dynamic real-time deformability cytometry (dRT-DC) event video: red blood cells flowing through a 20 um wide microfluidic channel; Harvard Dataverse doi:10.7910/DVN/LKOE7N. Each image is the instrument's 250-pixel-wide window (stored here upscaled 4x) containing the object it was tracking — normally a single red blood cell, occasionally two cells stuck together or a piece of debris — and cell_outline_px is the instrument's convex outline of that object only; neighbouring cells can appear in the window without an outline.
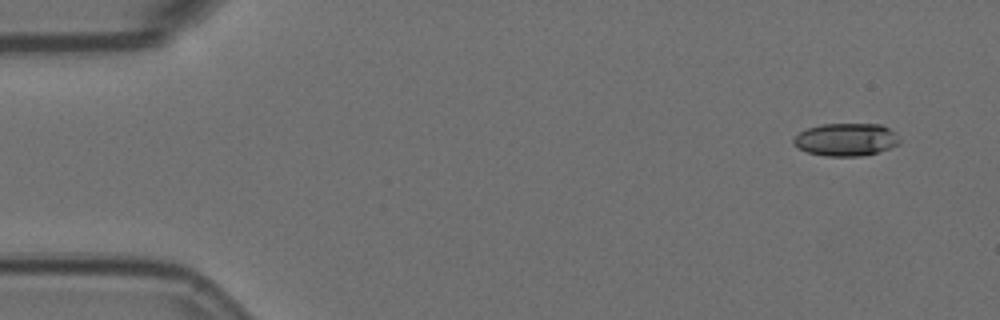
{"species": "Egyptian fruit bat (a non-hibernating species)", "species_latin": "Rousettus aegyptiacus", "temperature_condition": "room temperature", "stored_images_in_passage": 9, "camera_frame_rate_fps": 3000, "um_per_image_px": 0.085, "animal": {"sex": "female"}, "frame": {"image": 1, "passage_image": 1, "time_ms": 0.0, "image_size_px": [1000, 320], "cell_outline_px": [[900, 144], [876, 152], [860, 156], [824, 156], [808, 152], [796, 148], [792, 144], [792, 140], [800, 132], [808, 128], [820, 124], [880, 124], [896, 132], [900, 140]], "centroid_in_image_um": [71.89, 11.86], "position_along_channel_um": 13.1, "area_um2": 20.29}}
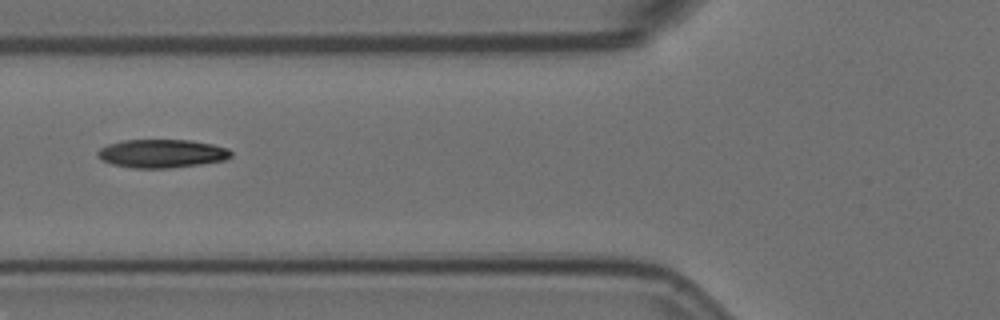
{"frame": {"image": 2, "passage_image": 6, "time_ms": 1.667, "image_size_px": [1000, 320], "cell_outline_px": [[232, 156], [224, 160], [200, 164], [172, 168], [132, 168], [112, 164], [96, 156], [96, 152], [100, 148], [108, 144], [124, 140], [192, 140], [212, 144], [228, 148], [232, 152]], "centroid_in_image_um": [13.76, 13.05], "position_along_channel_um": 112.0, "area_um2": 22.14}}
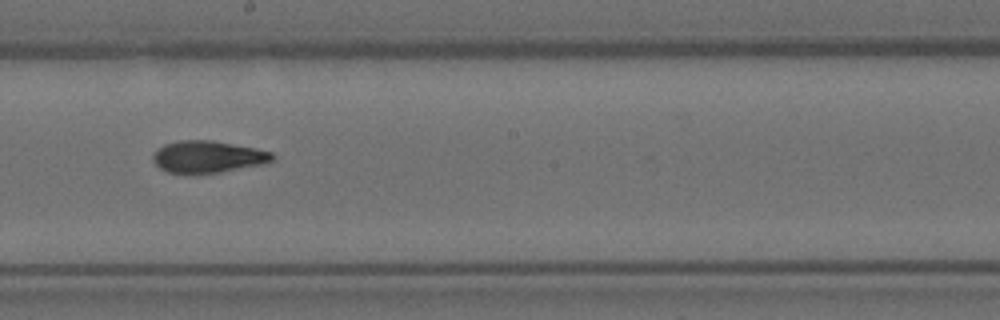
{"frame": {"image": 3, "passage_image": 9, "time_ms": 2.667, "image_size_px": [1000, 320], "cell_outline_px": [[276, 156], [272, 160], [264, 164], [220, 172], [196, 176], [168, 172], [160, 168], [152, 160], [152, 156], [156, 148], [164, 144], [176, 140], [212, 140], [256, 148], [272, 152]], "centroid_in_image_um": [17.63, 13.34], "position_along_channel_um": 230.6, "area_um2": 22.89}}